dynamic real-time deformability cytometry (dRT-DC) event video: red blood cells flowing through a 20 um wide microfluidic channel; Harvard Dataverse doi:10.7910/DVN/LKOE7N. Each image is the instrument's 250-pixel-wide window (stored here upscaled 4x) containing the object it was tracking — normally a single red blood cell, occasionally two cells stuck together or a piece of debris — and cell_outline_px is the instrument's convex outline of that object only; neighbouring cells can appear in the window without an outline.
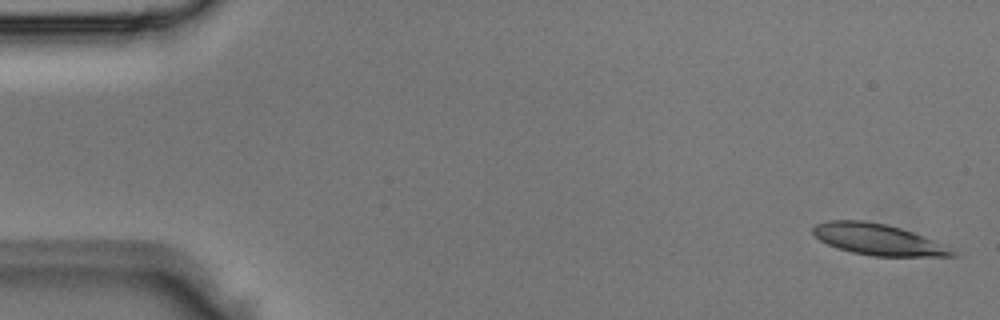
{"species": "Egyptian fruit bat (a non-hibernating species)", "species_latin": "Rousettus aegyptiacus", "temperature_condition": "room temperature", "stored_images_in_passage": 4, "camera_frame_rate_fps": 3000, "um_per_image_px": 0.085, "animal": {"sex": "male"}, "frame": {"image": 1, "passage_image": 1, "time_ms": 0.0, "image_size_px": [1000, 320], "cell_outline_px": [[960, 252], [956, 256], [872, 256], [852, 252], [828, 244], [820, 240], [812, 232], [812, 228], [816, 224], [828, 220], [864, 220], [884, 224], [900, 228], [924, 236]], "centroid_in_image_um": [74.65, 20.36], "position_along_channel_um": 10.4, "area_um2": 25.14}}
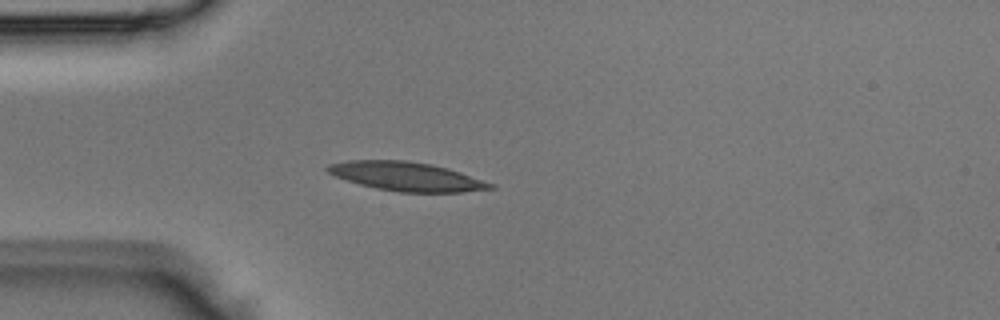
{"frame": {"image": 2, "passage_image": 4, "time_ms": 1.0, "image_size_px": [1000, 320], "cell_outline_px": [[496, 188], [464, 192], [400, 192], [376, 188], [360, 184], [336, 176], [328, 172], [324, 168], [328, 164], [348, 160], [408, 160], [432, 164], [448, 168], [496, 184]], "centroid_in_image_um": [34.58, 14.99], "position_along_channel_um": 50.4, "area_um2": 27.46}}